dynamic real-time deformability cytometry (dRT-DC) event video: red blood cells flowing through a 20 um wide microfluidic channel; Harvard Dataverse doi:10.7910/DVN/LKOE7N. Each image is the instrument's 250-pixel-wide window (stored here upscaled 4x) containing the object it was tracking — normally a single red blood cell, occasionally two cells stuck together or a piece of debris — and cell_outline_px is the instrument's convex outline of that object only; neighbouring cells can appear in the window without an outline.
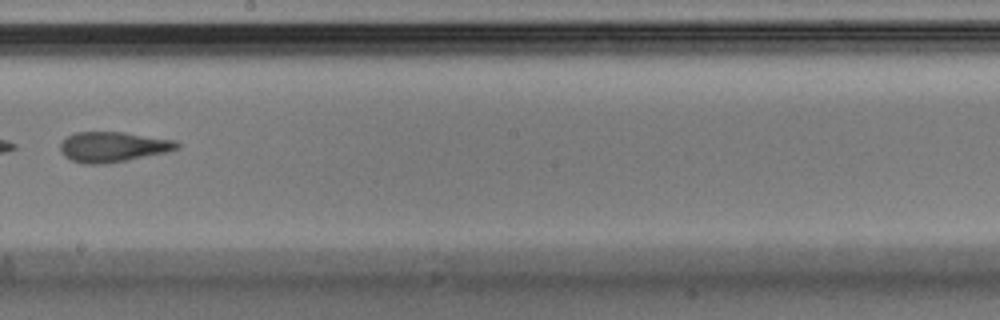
{"species": "Egyptian fruit bat (a non-hibernating species)", "species_latin": "Rousettus aegyptiacus", "temperature_condition": "warm", "stored_images_in_passage": 27, "camera_frame_rate_fps": 3000, "um_per_image_px": 0.085, "animal": {"sex": "male"}, "frame": {"image": 1, "passage_image": 12, "time_ms": 3.667, "image_size_px": [1000, 320], "cell_outline_px": [[180, 148], [168, 152], [108, 164], [84, 164], [72, 160], [64, 156], [60, 152], [60, 144], [68, 136], [76, 132], [124, 132], [176, 140], [180, 144]], "centroid_in_image_um": [9.63, 12.49], "position_along_channel_um": 238.6, "area_um2": 20.75}}